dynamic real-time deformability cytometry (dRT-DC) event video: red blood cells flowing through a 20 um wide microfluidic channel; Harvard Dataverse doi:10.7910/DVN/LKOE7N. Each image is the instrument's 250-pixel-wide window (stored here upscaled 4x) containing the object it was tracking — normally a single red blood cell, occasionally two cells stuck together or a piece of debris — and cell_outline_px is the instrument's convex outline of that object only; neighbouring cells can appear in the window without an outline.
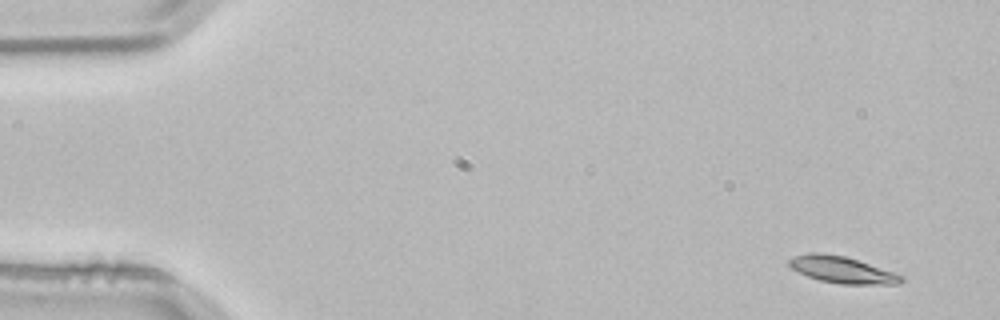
{"species": "common noctule bat (a hibernating species)", "species_latin": "Nyctalus noctula", "temperature_condition": "room temperature", "stored_images_in_passage": 3, "camera_frame_rate_fps": 3000, "um_per_image_px": 0.085, "animal": {"sex": "male", "body_mass_g": 21.5, "forearm_length_mm": 52.0}, "frame": {"image": 1, "passage_image": 1, "time_ms": 0.0, "image_size_px": [1000, 320], "cell_outline_px": [[904, 280], [900, 284], [840, 284], [820, 280], [808, 276], [792, 268], [788, 264], [788, 260], [792, 256], [808, 252], [820, 252], [844, 256], [904, 276]], "centroid_in_image_um": [71.54, 22.92], "position_along_channel_um": 13.5, "area_um2": 17.22}}
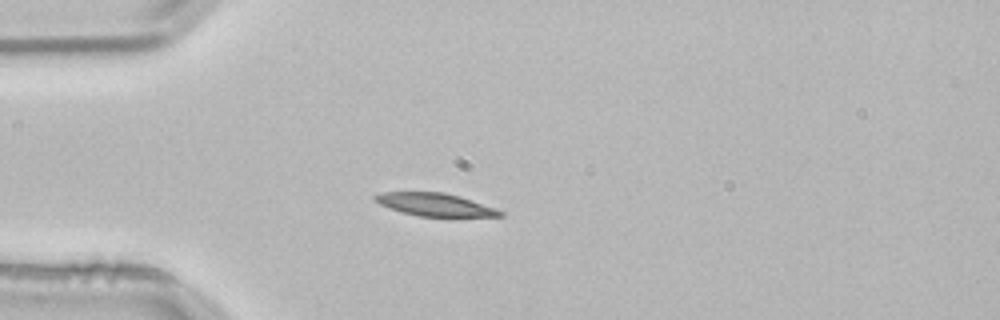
{"frame": {"image": 2, "passage_image": 3, "time_ms": 0.667, "image_size_px": [1000, 320], "cell_outline_px": [[504, 216], [416, 216], [400, 212], [380, 204], [372, 200], [372, 196], [380, 192], [444, 192], [460, 196], [496, 208], [504, 212]], "centroid_in_image_um": [36.93, 17.38], "position_along_channel_um": 48.1, "area_um2": 16.7}}